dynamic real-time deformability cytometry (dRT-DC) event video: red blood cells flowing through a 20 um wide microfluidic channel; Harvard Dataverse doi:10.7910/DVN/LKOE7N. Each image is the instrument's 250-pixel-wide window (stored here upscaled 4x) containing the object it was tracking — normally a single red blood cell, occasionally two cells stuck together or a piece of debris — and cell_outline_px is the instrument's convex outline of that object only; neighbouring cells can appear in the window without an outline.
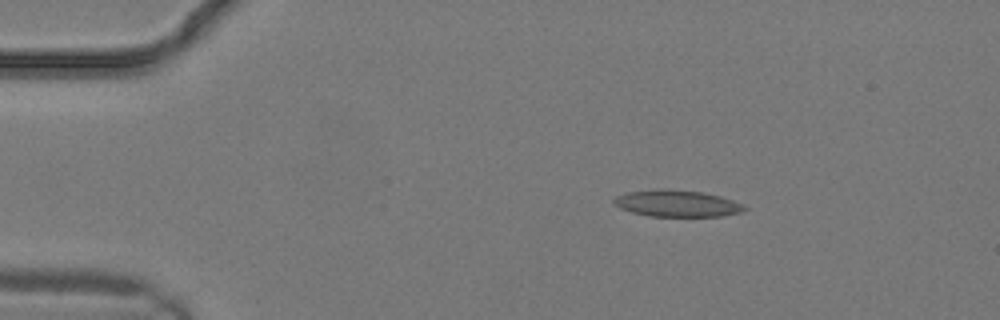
{"species": "common noctule bat (a hibernating species)", "species_latin": "Nyctalus noctula", "temperature_condition": "warm", "stored_images_in_passage": 11, "camera_frame_rate_fps": 3000, "um_per_image_px": 0.085, "animal": {"sex": "male", "body_mass_g": 19.2, "forearm_length_mm": 51.8}, "frame": {"image": 1, "passage_image": 1, "time_ms": 0.0, "image_size_px": [1000, 320], "cell_outline_px": [[748, 208], [744, 212], [724, 216], [648, 216], [632, 212], [620, 208], [612, 204], [612, 200], [616, 196], [628, 192], [656, 188], [668, 188], [704, 192], [720, 196], [744, 204]], "centroid_in_image_um": [57.55, 17.28], "position_along_channel_um": 27.4, "area_um2": 20.69}}
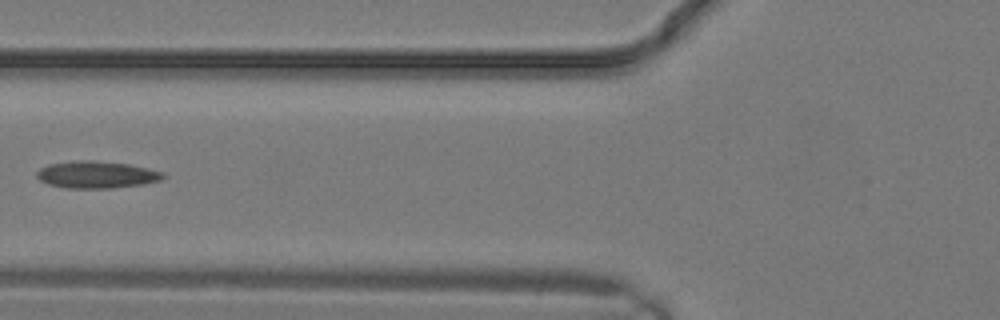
{"frame": {"image": 2, "passage_image": 7, "time_ms": 2.0, "image_size_px": [1000, 320], "cell_outline_px": [[168, 176], [160, 180], [144, 184], [112, 188], [64, 188], [48, 184], [40, 180], [36, 176], [36, 172], [40, 168], [48, 164], [76, 160], [96, 160], [128, 164], [164, 172]], "centroid_in_image_um": [8.21, 14.84], "position_along_channel_um": 117.6, "area_um2": 20.11}}
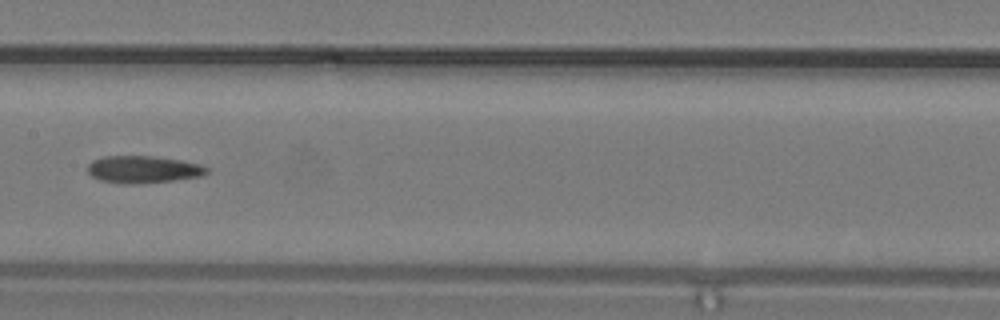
{"frame": {"image": 3, "passage_image": 10, "time_ms": 3.0, "image_size_px": [1000, 320], "cell_outline_px": [[208, 172], [204, 176], [172, 180], [136, 184], [124, 184], [100, 180], [92, 176], [88, 172], [88, 164], [92, 160], [104, 156], [156, 156], [180, 160], [200, 164], [208, 168]], "centroid_in_image_um": [12.17, 14.4], "position_along_channel_um": 195.2, "area_um2": 18.96}}